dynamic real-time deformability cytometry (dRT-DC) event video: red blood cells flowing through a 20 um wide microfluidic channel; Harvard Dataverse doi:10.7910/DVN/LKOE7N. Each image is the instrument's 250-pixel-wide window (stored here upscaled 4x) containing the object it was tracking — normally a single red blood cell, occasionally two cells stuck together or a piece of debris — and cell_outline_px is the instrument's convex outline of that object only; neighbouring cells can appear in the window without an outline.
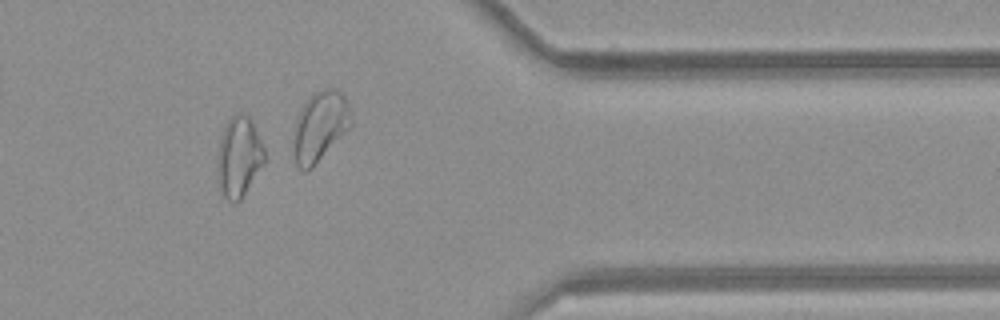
{"species": "common noctule bat (a hibernating species)", "species_latin": "Nyctalus noctula", "temperature_condition": "room temperature", "stored_images_in_passage": 34, "camera_frame_rate_fps": 3000, "um_per_image_px": 0.085, "animal": {"sex": "female", "body_mass_g": 21.9}, "frame": {"image": 1, "passage_image": 29, "time_ms": 9.333, "image_size_px": [1000, 320], "cell_outline_px": [[264, 164], [240, 200], [236, 204], [228, 200], [220, 192], [216, 168], [216, 156], [224, 124], [236, 112], [240, 112], [248, 116], [264, 148]], "centroid_in_image_um": [20.26, 13.36], "position_along_channel_um": 391.1, "area_um2": 22.2}}